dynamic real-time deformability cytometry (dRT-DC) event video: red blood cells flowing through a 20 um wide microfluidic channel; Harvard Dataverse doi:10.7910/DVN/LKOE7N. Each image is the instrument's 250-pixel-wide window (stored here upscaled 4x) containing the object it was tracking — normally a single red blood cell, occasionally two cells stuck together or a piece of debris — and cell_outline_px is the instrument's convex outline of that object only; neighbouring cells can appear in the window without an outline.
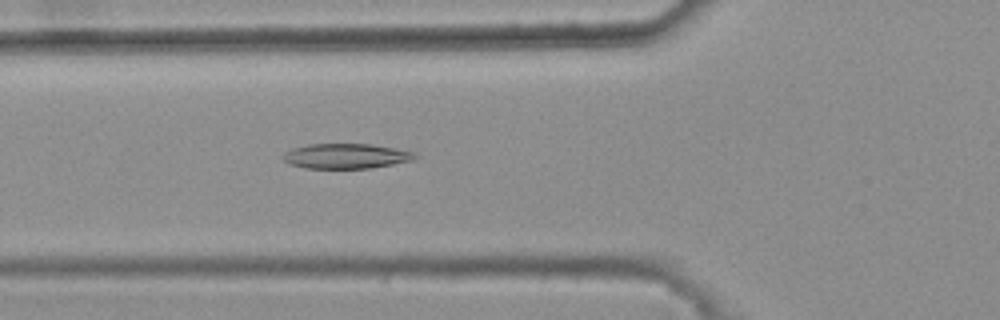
{"species": "common noctule bat (a hibernating species)", "species_latin": "Nyctalus noctula", "temperature_condition": "warm", "stored_images_in_passage": 36, "camera_frame_rate_fps": 3000, "um_per_image_px": 0.085, "animal": {"sex": "female", "body_mass_g": 25.1}, "frame": {"image": 1, "passage_image": 8, "time_ms": 2.333, "image_size_px": [1000, 320], "cell_outline_px": [[404, 152], [400, 160], [388, 164], [364, 168], [312, 168], [296, 164], [292, 160], [300, 148], [316, 144], [364, 144]], "centroid_in_image_um": [29.35, 13.27], "position_along_channel_um": 96.5, "area_um2": 15.84}}
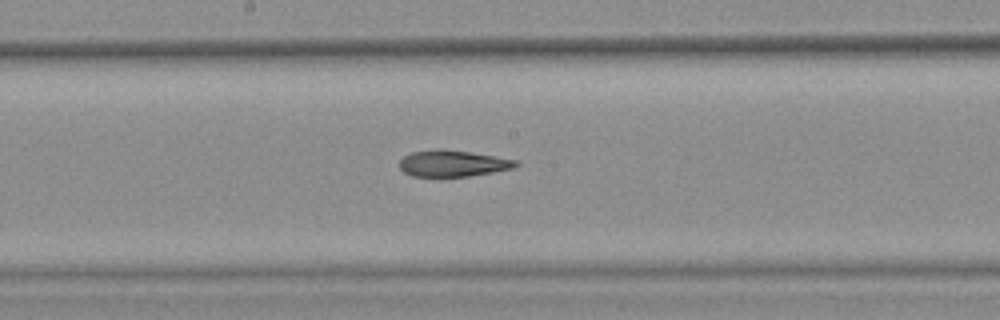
{"frame": {"image": 2, "passage_image": 17, "time_ms": 5.333, "image_size_px": [1000, 320], "cell_outline_px": [[516, 164], [508, 168], [460, 176], [416, 176], [408, 172], [400, 164], [400, 160], [416, 152], [464, 152], [488, 156], [508, 160]], "centroid_in_image_um": [38.39, 13.93], "position_along_channel_um": 209.8, "area_um2": 15.32}}
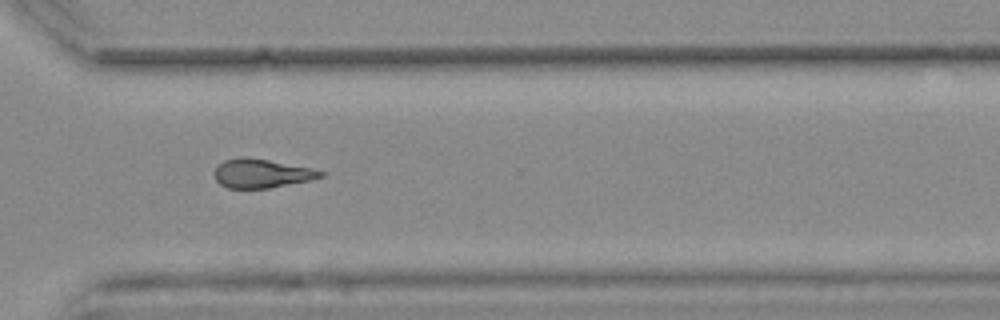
{"frame": {"image": 3, "passage_image": 28, "time_ms": 9.0, "image_size_px": [1000, 320], "cell_outline_px": [[324, 172], [320, 176], [304, 180], [264, 188], [232, 188], [216, 180], [216, 168], [220, 164], [228, 160], [264, 160]], "centroid_in_image_um": [22.17, 14.78], "position_along_channel_um": 348.4, "area_um2": 15.78}, "authors_computed_cell_mechanics": {"area_um2": 15.7794, "velocity_mm_per_s": 3.7733, "shape_relaxation_time_tau1_ms": null, "shape_relaxation_time_tau2_ms": 4.5882, "deformation_change_tau1": null, "deformation_change_tau2": 0.1216}}